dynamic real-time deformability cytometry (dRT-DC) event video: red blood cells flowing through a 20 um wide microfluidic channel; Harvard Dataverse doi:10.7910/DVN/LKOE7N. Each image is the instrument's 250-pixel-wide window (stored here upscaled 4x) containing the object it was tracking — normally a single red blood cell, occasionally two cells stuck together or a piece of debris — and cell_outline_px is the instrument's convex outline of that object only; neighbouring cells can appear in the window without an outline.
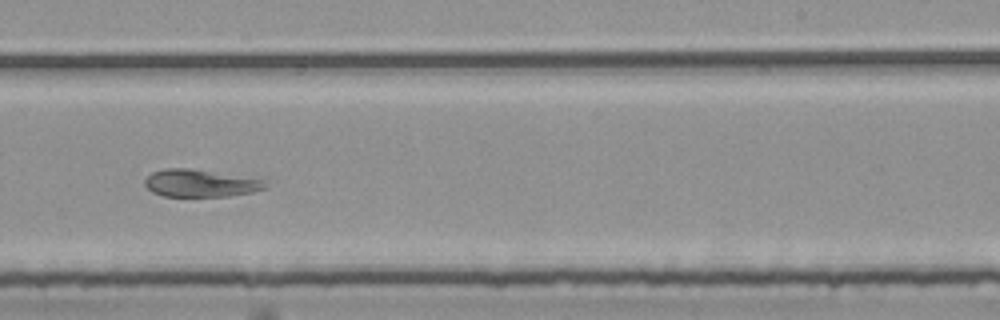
{"species": "common noctule bat (a hibernating species)", "species_latin": "Nyctalus noctula", "temperature_condition": "room temperature", "stored_images_in_passage": 30, "camera_frame_rate_fps": 3000, "um_per_image_px": 0.085, "animal": {"sex": "female", "body_mass_g": 25.1}, "frame": {"image": 1, "passage_image": 18, "time_ms": 5.667, "image_size_px": [1000, 320], "cell_outline_px": [[268, 188], [252, 192], [228, 196], [164, 196], [152, 192], [144, 184], [144, 180], [152, 172], [164, 168], [192, 168], [268, 180]], "centroid_in_image_um": [17.07, 15.56], "position_along_channel_um": 271.9, "area_um2": 19.48}, "authors_computed_cell_mechanics": {"area_um2": 20.8658, "velocity_mm_per_s": 3.7289, "shape_relaxation_time_tau1_ms": null, "shape_relaxation_time_tau2_ms": 4.0413, "deformation_change_tau1": null, "deformation_change_tau2": 0.0866}}